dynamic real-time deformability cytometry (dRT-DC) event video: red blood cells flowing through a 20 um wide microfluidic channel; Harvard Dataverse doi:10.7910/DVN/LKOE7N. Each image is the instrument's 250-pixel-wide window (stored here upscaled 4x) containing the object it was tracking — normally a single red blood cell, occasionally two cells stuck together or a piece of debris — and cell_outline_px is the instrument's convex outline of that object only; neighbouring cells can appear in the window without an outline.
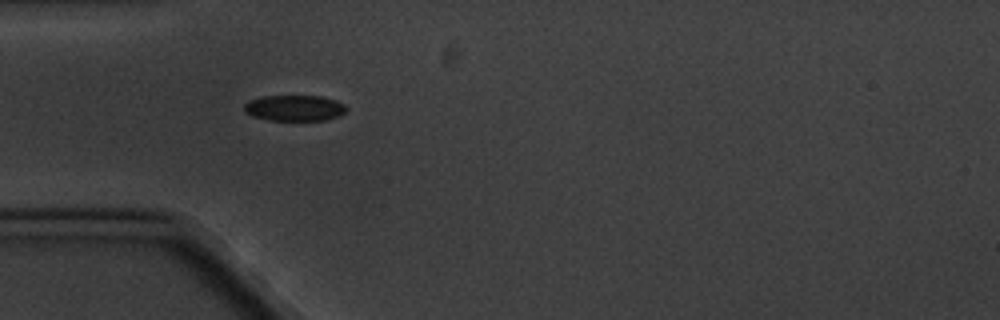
{"species": "common noctule bat (a hibernating species)", "species_latin": "Nyctalus noctula", "temperature_condition": "cold", "stored_images_in_passage": 3, "camera_frame_rate_fps": 3000, "um_per_image_px": 0.085, "animal": {"sex": "male", "body_mass_g": 20.1, "forearm_length_mm": 53.5}, "frame": {"image": 1, "passage_image": 1, "time_ms": 0.0, "image_size_px": [1000, 320], "cell_outline_px": [[348, 108], [340, 116], [324, 120], [268, 120], [252, 116], [244, 112], [244, 104], [248, 100], [264, 96], [320, 96], [336, 100], [344, 104]], "centroid_in_image_um": [25.02, 9.18], "position_along_channel_um": 60.0, "area_um2": 15.49}}